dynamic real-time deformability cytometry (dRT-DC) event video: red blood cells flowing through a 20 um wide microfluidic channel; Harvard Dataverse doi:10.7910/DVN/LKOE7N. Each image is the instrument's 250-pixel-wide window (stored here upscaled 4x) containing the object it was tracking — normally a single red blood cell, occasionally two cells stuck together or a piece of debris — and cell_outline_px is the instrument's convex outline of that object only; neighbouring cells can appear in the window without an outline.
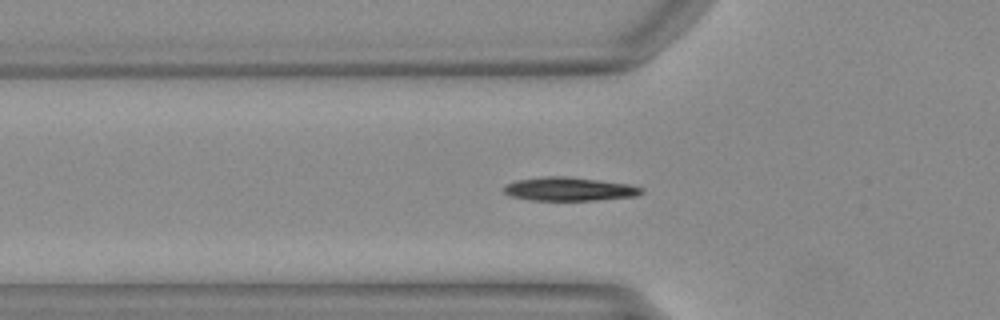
{"species": "Egyptian fruit bat (a non-hibernating species)", "species_latin": "Rousettus aegyptiacus", "temperature_condition": "warm", "stored_images_in_passage": 39, "segment_of_instrument_passage": [1, 2], "camera_frame_rate_fps": 3000, "um_per_image_px": 0.085, "animal": {"sex": "female"}, "frame": {"image": 1, "passage_image": 5, "time_ms": 1.333, "image_size_px": [1000, 320], "cell_outline_px": [[644, 192], [636, 196], [592, 200], [528, 200], [512, 196], [504, 192], [504, 184], [516, 180], [544, 176], [568, 176], [632, 184], [644, 188]], "centroid_in_image_um": [48.4, 16.05], "position_along_channel_um": 77.4, "area_um2": 19.07}}
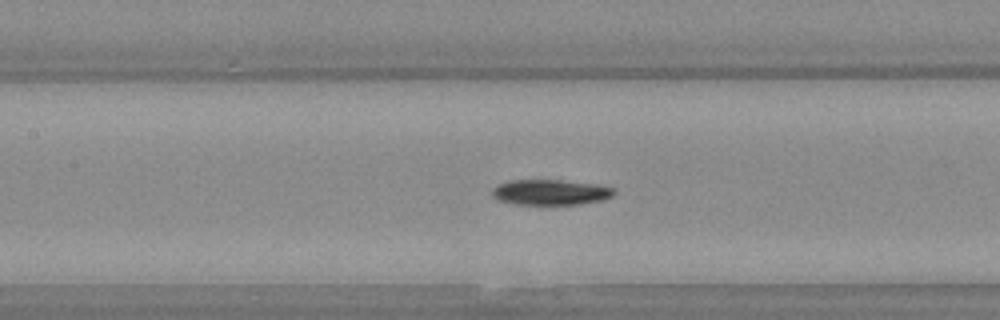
{"frame": {"image": 2, "passage_image": 11, "time_ms": 3.333, "image_size_px": [1000, 320], "cell_outline_px": [[616, 192], [612, 196], [600, 200], [576, 204], [516, 204], [500, 200], [492, 196], [492, 188], [508, 180], [560, 180], [596, 184], [612, 188]], "centroid_in_image_um": [46.76, 16.33], "position_along_channel_um": 160.6, "area_um2": 17.8}}
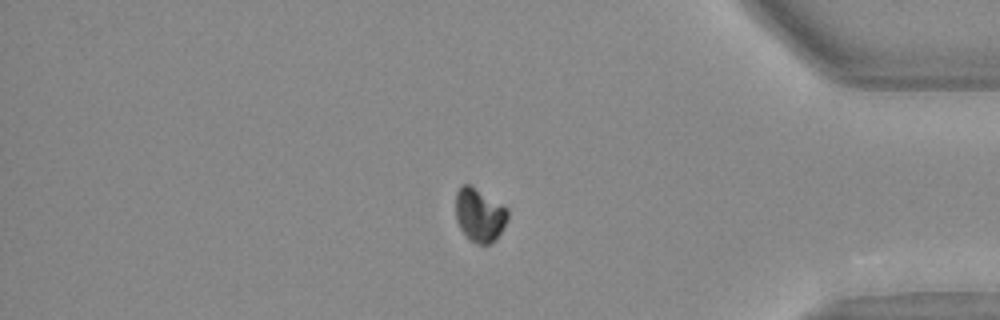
{"frame": {"image": 3, "passage_image": 30, "time_ms": 9.667, "image_size_px": [1000, 320], "cell_outline_px": [[508, 220], [500, 232], [488, 244], [480, 244], [468, 240], [460, 228], [456, 220], [456, 192], [460, 184], [468, 184], [504, 204], [508, 208]], "centroid_in_image_um": [40.75, 18.24], "position_along_channel_um": 394.5, "area_um2": 16.3}}